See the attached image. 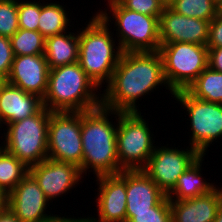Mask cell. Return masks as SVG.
Masks as SVG:
<instances>
[{"mask_svg": "<svg viewBox=\"0 0 222 222\" xmlns=\"http://www.w3.org/2000/svg\"><path fill=\"white\" fill-rule=\"evenodd\" d=\"M159 85L169 89L159 51L123 52L111 81L102 91V106L118 112H141L137 100Z\"/></svg>", "mask_w": 222, "mask_h": 222, "instance_id": "obj_1", "label": "cell"}, {"mask_svg": "<svg viewBox=\"0 0 222 222\" xmlns=\"http://www.w3.org/2000/svg\"><path fill=\"white\" fill-rule=\"evenodd\" d=\"M111 115H115L113 117H115L117 124L109 121L112 119ZM118 119V111L107 109L102 105L96 109L81 112L83 178V174L86 175L87 170L93 172L95 178L115 175L123 171L117 156Z\"/></svg>", "mask_w": 222, "mask_h": 222, "instance_id": "obj_2", "label": "cell"}, {"mask_svg": "<svg viewBox=\"0 0 222 222\" xmlns=\"http://www.w3.org/2000/svg\"><path fill=\"white\" fill-rule=\"evenodd\" d=\"M99 87L81 68L79 62L49 71L48 87L42 99L51 112H85L102 105Z\"/></svg>", "mask_w": 222, "mask_h": 222, "instance_id": "obj_3", "label": "cell"}, {"mask_svg": "<svg viewBox=\"0 0 222 222\" xmlns=\"http://www.w3.org/2000/svg\"><path fill=\"white\" fill-rule=\"evenodd\" d=\"M85 25L86 27L78 30V62L85 73L101 88L103 84L111 81L123 52L115 40L116 37L113 39V32H110L108 24L97 13Z\"/></svg>", "mask_w": 222, "mask_h": 222, "instance_id": "obj_4", "label": "cell"}, {"mask_svg": "<svg viewBox=\"0 0 222 222\" xmlns=\"http://www.w3.org/2000/svg\"><path fill=\"white\" fill-rule=\"evenodd\" d=\"M107 9L96 12L111 27L113 20L122 52L159 51V17L147 16L124 8L119 2L109 3ZM109 6V7H108ZM102 10V11H101ZM106 11H109L108 13ZM112 18H111V13ZM111 19V20H110ZM120 37V38H119Z\"/></svg>", "mask_w": 222, "mask_h": 222, "instance_id": "obj_5", "label": "cell"}, {"mask_svg": "<svg viewBox=\"0 0 222 222\" xmlns=\"http://www.w3.org/2000/svg\"><path fill=\"white\" fill-rule=\"evenodd\" d=\"M50 113L42 107L35 115L5 127L3 146L28 168L48 158Z\"/></svg>", "mask_w": 222, "mask_h": 222, "instance_id": "obj_6", "label": "cell"}, {"mask_svg": "<svg viewBox=\"0 0 222 222\" xmlns=\"http://www.w3.org/2000/svg\"><path fill=\"white\" fill-rule=\"evenodd\" d=\"M163 73L169 91L187 90L208 67V47L188 42L161 44Z\"/></svg>", "mask_w": 222, "mask_h": 222, "instance_id": "obj_7", "label": "cell"}, {"mask_svg": "<svg viewBox=\"0 0 222 222\" xmlns=\"http://www.w3.org/2000/svg\"><path fill=\"white\" fill-rule=\"evenodd\" d=\"M141 114L119 112L116 144L122 170H143L156 147L154 134Z\"/></svg>", "mask_w": 222, "mask_h": 222, "instance_id": "obj_8", "label": "cell"}, {"mask_svg": "<svg viewBox=\"0 0 222 222\" xmlns=\"http://www.w3.org/2000/svg\"><path fill=\"white\" fill-rule=\"evenodd\" d=\"M172 97L188 113L192 131L189 146L206 155L212 142L222 137V104L197 99L187 90L175 92Z\"/></svg>", "mask_w": 222, "mask_h": 222, "instance_id": "obj_9", "label": "cell"}, {"mask_svg": "<svg viewBox=\"0 0 222 222\" xmlns=\"http://www.w3.org/2000/svg\"><path fill=\"white\" fill-rule=\"evenodd\" d=\"M48 158L77 165L82 174L81 112H51Z\"/></svg>", "mask_w": 222, "mask_h": 222, "instance_id": "obj_10", "label": "cell"}, {"mask_svg": "<svg viewBox=\"0 0 222 222\" xmlns=\"http://www.w3.org/2000/svg\"><path fill=\"white\" fill-rule=\"evenodd\" d=\"M168 145L156 146L143 169L165 195L174 188L181 174L201 156L191 146L178 149V147H168Z\"/></svg>", "mask_w": 222, "mask_h": 222, "instance_id": "obj_11", "label": "cell"}, {"mask_svg": "<svg viewBox=\"0 0 222 222\" xmlns=\"http://www.w3.org/2000/svg\"><path fill=\"white\" fill-rule=\"evenodd\" d=\"M8 200V209L20 222H49L58 216L46 214L49 200L30 173L8 194Z\"/></svg>", "mask_w": 222, "mask_h": 222, "instance_id": "obj_12", "label": "cell"}, {"mask_svg": "<svg viewBox=\"0 0 222 222\" xmlns=\"http://www.w3.org/2000/svg\"><path fill=\"white\" fill-rule=\"evenodd\" d=\"M29 173L38 182L46 198L51 202L79 184L83 179L80 168L72 163L50 158L29 167Z\"/></svg>", "mask_w": 222, "mask_h": 222, "instance_id": "obj_13", "label": "cell"}, {"mask_svg": "<svg viewBox=\"0 0 222 222\" xmlns=\"http://www.w3.org/2000/svg\"><path fill=\"white\" fill-rule=\"evenodd\" d=\"M210 21L180 15L166 6L159 17L160 44L188 42L206 46Z\"/></svg>", "mask_w": 222, "mask_h": 222, "instance_id": "obj_14", "label": "cell"}, {"mask_svg": "<svg viewBox=\"0 0 222 222\" xmlns=\"http://www.w3.org/2000/svg\"><path fill=\"white\" fill-rule=\"evenodd\" d=\"M96 179L99 185L95 200L98 217L94 219L99 222H126V170Z\"/></svg>", "mask_w": 222, "mask_h": 222, "instance_id": "obj_15", "label": "cell"}, {"mask_svg": "<svg viewBox=\"0 0 222 222\" xmlns=\"http://www.w3.org/2000/svg\"><path fill=\"white\" fill-rule=\"evenodd\" d=\"M49 71L44 54L14 56L6 81L43 99L48 87Z\"/></svg>", "mask_w": 222, "mask_h": 222, "instance_id": "obj_16", "label": "cell"}, {"mask_svg": "<svg viewBox=\"0 0 222 222\" xmlns=\"http://www.w3.org/2000/svg\"><path fill=\"white\" fill-rule=\"evenodd\" d=\"M43 107L42 98L5 81L0 87V125H8L35 115Z\"/></svg>", "mask_w": 222, "mask_h": 222, "instance_id": "obj_17", "label": "cell"}, {"mask_svg": "<svg viewBox=\"0 0 222 222\" xmlns=\"http://www.w3.org/2000/svg\"><path fill=\"white\" fill-rule=\"evenodd\" d=\"M126 213L151 212L166 195L143 170H126Z\"/></svg>", "mask_w": 222, "mask_h": 222, "instance_id": "obj_18", "label": "cell"}, {"mask_svg": "<svg viewBox=\"0 0 222 222\" xmlns=\"http://www.w3.org/2000/svg\"><path fill=\"white\" fill-rule=\"evenodd\" d=\"M222 206V187L208 194L181 201H170L172 222H214Z\"/></svg>", "mask_w": 222, "mask_h": 222, "instance_id": "obj_19", "label": "cell"}, {"mask_svg": "<svg viewBox=\"0 0 222 222\" xmlns=\"http://www.w3.org/2000/svg\"><path fill=\"white\" fill-rule=\"evenodd\" d=\"M44 56L50 69L78 62V31L77 33L65 31L60 34L47 37L45 39Z\"/></svg>", "mask_w": 222, "mask_h": 222, "instance_id": "obj_20", "label": "cell"}, {"mask_svg": "<svg viewBox=\"0 0 222 222\" xmlns=\"http://www.w3.org/2000/svg\"><path fill=\"white\" fill-rule=\"evenodd\" d=\"M204 155H201L181 174L174 188L166 195L170 201H181L199 197L213 191L216 186L202 178ZM175 196V197H174Z\"/></svg>", "mask_w": 222, "mask_h": 222, "instance_id": "obj_21", "label": "cell"}, {"mask_svg": "<svg viewBox=\"0 0 222 222\" xmlns=\"http://www.w3.org/2000/svg\"><path fill=\"white\" fill-rule=\"evenodd\" d=\"M65 6L58 3H41V14L38 22V31L45 37L63 33L71 27L70 18Z\"/></svg>", "mask_w": 222, "mask_h": 222, "instance_id": "obj_22", "label": "cell"}, {"mask_svg": "<svg viewBox=\"0 0 222 222\" xmlns=\"http://www.w3.org/2000/svg\"><path fill=\"white\" fill-rule=\"evenodd\" d=\"M187 91L197 99L222 104V73L207 67Z\"/></svg>", "mask_w": 222, "mask_h": 222, "instance_id": "obj_23", "label": "cell"}, {"mask_svg": "<svg viewBox=\"0 0 222 222\" xmlns=\"http://www.w3.org/2000/svg\"><path fill=\"white\" fill-rule=\"evenodd\" d=\"M29 173V168L6 149L0 151V188L8 194Z\"/></svg>", "mask_w": 222, "mask_h": 222, "instance_id": "obj_24", "label": "cell"}, {"mask_svg": "<svg viewBox=\"0 0 222 222\" xmlns=\"http://www.w3.org/2000/svg\"><path fill=\"white\" fill-rule=\"evenodd\" d=\"M167 6L187 17L211 21L217 16L216 0H172Z\"/></svg>", "mask_w": 222, "mask_h": 222, "instance_id": "obj_25", "label": "cell"}, {"mask_svg": "<svg viewBox=\"0 0 222 222\" xmlns=\"http://www.w3.org/2000/svg\"><path fill=\"white\" fill-rule=\"evenodd\" d=\"M45 39L39 31L19 29L10 38L14 56L44 54Z\"/></svg>", "mask_w": 222, "mask_h": 222, "instance_id": "obj_26", "label": "cell"}, {"mask_svg": "<svg viewBox=\"0 0 222 222\" xmlns=\"http://www.w3.org/2000/svg\"><path fill=\"white\" fill-rule=\"evenodd\" d=\"M18 30V0H0V36L11 38Z\"/></svg>", "mask_w": 222, "mask_h": 222, "instance_id": "obj_27", "label": "cell"}, {"mask_svg": "<svg viewBox=\"0 0 222 222\" xmlns=\"http://www.w3.org/2000/svg\"><path fill=\"white\" fill-rule=\"evenodd\" d=\"M126 222H172L170 200L165 196L151 212L126 213Z\"/></svg>", "mask_w": 222, "mask_h": 222, "instance_id": "obj_28", "label": "cell"}, {"mask_svg": "<svg viewBox=\"0 0 222 222\" xmlns=\"http://www.w3.org/2000/svg\"><path fill=\"white\" fill-rule=\"evenodd\" d=\"M33 2L18 0L19 29L38 31V22L41 14V1Z\"/></svg>", "mask_w": 222, "mask_h": 222, "instance_id": "obj_29", "label": "cell"}, {"mask_svg": "<svg viewBox=\"0 0 222 222\" xmlns=\"http://www.w3.org/2000/svg\"><path fill=\"white\" fill-rule=\"evenodd\" d=\"M124 8L147 16L160 17L167 6L163 0H119Z\"/></svg>", "mask_w": 222, "mask_h": 222, "instance_id": "obj_30", "label": "cell"}, {"mask_svg": "<svg viewBox=\"0 0 222 222\" xmlns=\"http://www.w3.org/2000/svg\"><path fill=\"white\" fill-rule=\"evenodd\" d=\"M13 60L14 53L10 38L0 36V76L5 80L10 74Z\"/></svg>", "mask_w": 222, "mask_h": 222, "instance_id": "obj_31", "label": "cell"}, {"mask_svg": "<svg viewBox=\"0 0 222 222\" xmlns=\"http://www.w3.org/2000/svg\"><path fill=\"white\" fill-rule=\"evenodd\" d=\"M207 47H222V16H216L210 21Z\"/></svg>", "mask_w": 222, "mask_h": 222, "instance_id": "obj_32", "label": "cell"}, {"mask_svg": "<svg viewBox=\"0 0 222 222\" xmlns=\"http://www.w3.org/2000/svg\"><path fill=\"white\" fill-rule=\"evenodd\" d=\"M208 67L222 73V47H208Z\"/></svg>", "mask_w": 222, "mask_h": 222, "instance_id": "obj_33", "label": "cell"}, {"mask_svg": "<svg viewBox=\"0 0 222 222\" xmlns=\"http://www.w3.org/2000/svg\"><path fill=\"white\" fill-rule=\"evenodd\" d=\"M8 193L0 188V214L8 210Z\"/></svg>", "mask_w": 222, "mask_h": 222, "instance_id": "obj_34", "label": "cell"}, {"mask_svg": "<svg viewBox=\"0 0 222 222\" xmlns=\"http://www.w3.org/2000/svg\"><path fill=\"white\" fill-rule=\"evenodd\" d=\"M0 222H20L8 209L3 214H0Z\"/></svg>", "mask_w": 222, "mask_h": 222, "instance_id": "obj_35", "label": "cell"}, {"mask_svg": "<svg viewBox=\"0 0 222 222\" xmlns=\"http://www.w3.org/2000/svg\"><path fill=\"white\" fill-rule=\"evenodd\" d=\"M94 217L95 216H93V217H85L84 216V218H82V217H78V218H75L74 216H73V218L72 217H70L69 218V222H99V221H96L95 219H94Z\"/></svg>", "mask_w": 222, "mask_h": 222, "instance_id": "obj_36", "label": "cell"}, {"mask_svg": "<svg viewBox=\"0 0 222 222\" xmlns=\"http://www.w3.org/2000/svg\"><path fill=\"white\" fill-rule=\"evenodd\" d=\"M49 222H69V217H60V215L59 216H57L56 218H54L53 220H51V221H49Z\"/></svg>", "mask_w": 222, "mask_h": 222, "instance_id": "obj_37", "label": "cell"}, {"mask_svg": "<svg viewBox=\"0 0 222 222\" xmlns=\"http://www.w3.org/2000/svg\"><path fill=\"white\" fill-rule=\"evenodd\" d=\"M216 5H217V15L222 16V0H217Z\"/></svg>", "mask_w": 222, "mask_h": 222, "instance_id": "obj_38", "label": "cell"}, {"mask_svg": "<svg viewBox=\"0 0 222 222\" xmlns=\"http://www.w3.org/2000/svg\"><path fill=\"white\" fill-rule=\"evenodd\" d=\"M214 222H222V206L219 208Z\"/></svg>", "mask_w": 222, "mask_h": 222, "instance_id": "obj_39", "label": "cell"}, {"mask_svg": "<svg viewBox=\"0 0 222 222\" xmlns=\"http://www.w3.org/2000/svg\"><path fill=\"white\" fill-rule=\"evenodd\" d=\"M6 80L3 79L1 76H0V87L2 86V84L5 82Z\"/></svg>", "mask_w": 222, "mask_h": 222, "instance_id": "obj_40", "label": "cell"}, {"mask_svg": "<svg viewBox=\"0 0 222 222\" xmlns=\"http://www.w3.org/2000/svg\"><path fill=\"white\" fill-rule=\"evenodd\" d=\"M108 1V4L109 3H115V2H118L119 0H107Z\"/></svg>", "mask_w": 222, "mask_h": 222, "instance_id": "obj_41", "label": "cell"}, {"mask_svg": "<svg viewBox=\"0 0 222 222\" xmlns=\"http://www.w3.org/2000/svg\"><path fill=\"white\" fill-rule=\"evenodd\" d=\"M165 3H166V5L167 4H169L172 0H163Z\"/></svg>", "mask_w": 222, "mask_h": 222, "instance_id": "obj_42", "label": "cell"}, {"mask_svg": "<svg viewBox=\"0 0 222 222\" xmlns=\"http://www.w3.org/2000/svg\"><path fill=\"white\" fill-rule=\"evenodd\" d=\"M1 146H0V151L4 148V146H3V142L0 144Z\"/></svg>", "mask_w": 222, "mask_h": 222, "instance_id": "obj_43", "label": "cell"}]
</instances>
